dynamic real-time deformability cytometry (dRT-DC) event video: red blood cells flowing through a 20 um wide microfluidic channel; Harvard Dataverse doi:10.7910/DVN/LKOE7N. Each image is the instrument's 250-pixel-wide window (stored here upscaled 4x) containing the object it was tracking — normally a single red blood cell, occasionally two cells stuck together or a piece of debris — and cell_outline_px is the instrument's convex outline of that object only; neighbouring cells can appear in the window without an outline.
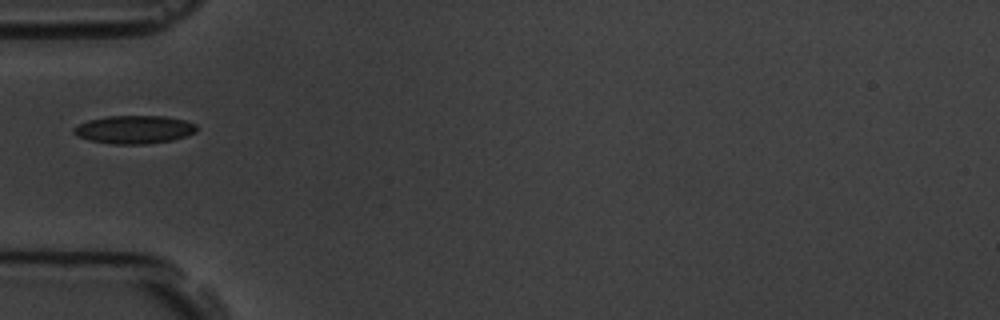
{"species": "common noctule bat (a hibernating species)", "species_latin": "Nyctalus noctula", "temperature_condition": "room temperature", "stored_images_in_passage": 6, "camera_frame_rate_fps": 3000, "um_per_image_px": 0.085, "animal": {"sex": "male", "body_mass_g": 19.5, "forearm_length_mm": 54.6}, "frame": {"image": 1, "passage_image": 1, "time_ms": 0.0, "image_size_px": [1000, 320], "cell_outline_px": [[196, 132], [188, 136], [172, 140], [148, 144], [112, 144], [88, 140], [76, 136], [72, 132], [72, 128], [88, 120], [108, 116], [164, 116], [184, 120], [196, 124]], "centroid_in_image_um": [11.4, 11.02], "position_along_channel_um": 73.6, "area_um2": 20.29}}
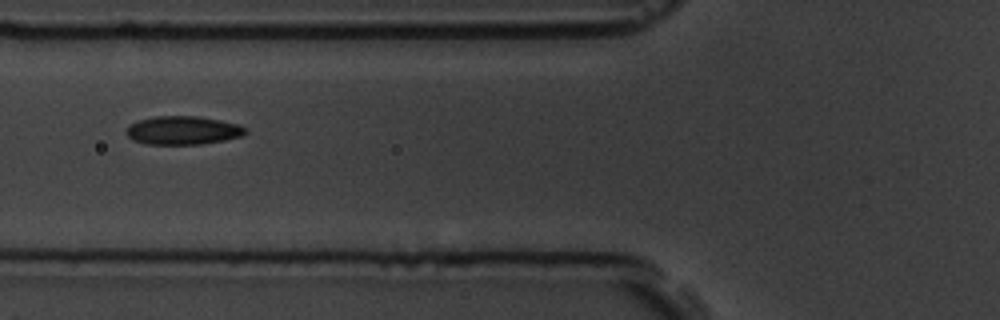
{"frame": {"image": 2, "passage_image": 2, "time_ms": 1.0, "image_size_px": [1000, 320], "cell_outline_px": [[248, 132], [244, 136], [224, 140], [200, 144], [144, 144], [132, 140], [124, 132], [128, 124], [140, 120], [156, 116], [196, 116], [220, 120], [240, 124], [248, 128]], "centroid_in_image_um": [15.56, 11.08], "position_along_channel_um": 110.2, "area_um2": 20.06}}
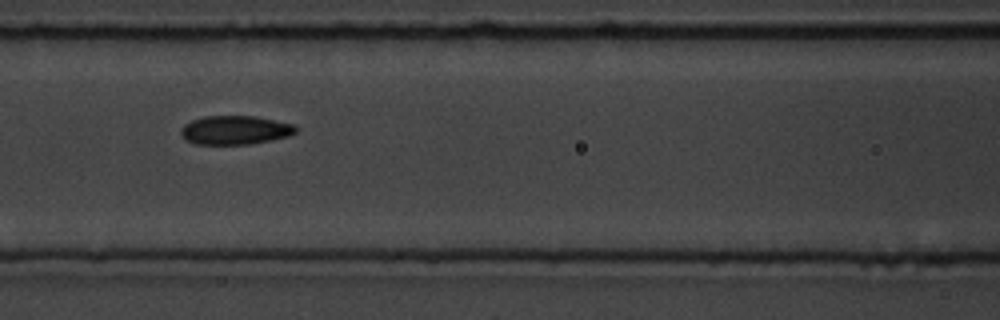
{"frame": {"image": 3, "passage_image": 3, "time_ms": 2.0, "image_size_px": [1000, 320], "cell_outline_px": [[296, 132], [288, 136], [272, 140], [248, 144], [192, 144], [184, 140], [180, 132], [180, 128], [184, 124], [192, 120], [204, 116], [252, 116], [296, 124]], "centroid_in_image_um": [19.94, 11.06], "position_along_channel_um": 146.7, "area_um2": 19.42}}